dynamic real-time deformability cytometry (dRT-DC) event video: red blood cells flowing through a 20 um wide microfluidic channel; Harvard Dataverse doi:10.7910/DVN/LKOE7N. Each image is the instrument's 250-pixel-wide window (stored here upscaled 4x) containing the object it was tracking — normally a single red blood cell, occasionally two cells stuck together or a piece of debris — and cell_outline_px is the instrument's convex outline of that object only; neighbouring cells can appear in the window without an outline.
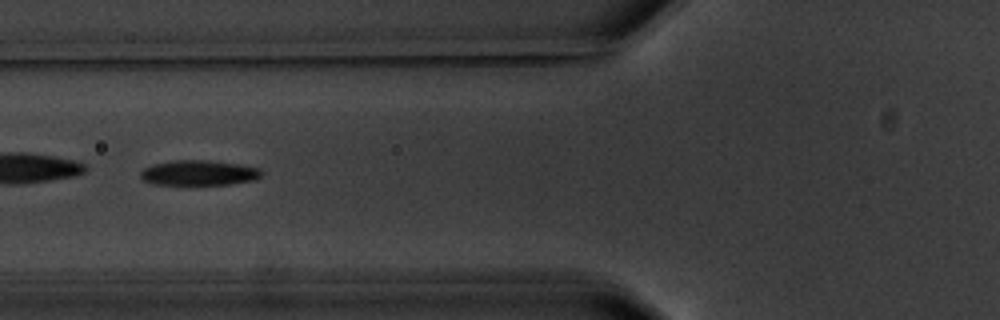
{"species": "common noctule bat (a hibernating species)", "species_latin": "Nyctalus noctula", "temperature_condition": "warm", "stored_images_in_passage": 8, "camera_frame_rate_fps": 3000, "um_per_image_px": 0.085, "animal": {"sex": "male", "body_mass_g": 20.1, "forearm_length_mm": 53.5}, "frame": {"image": 1, "passage_image": 3, "time_ms": 3.333, "image_size_px": [1000, 320], "cell_outline_px": [[264, 172], [256, 180], [228, 184], [156, 184], [144, 180], [140, 176], [140, 172], [144, 168], [152, 164], [172, 160], [208, 160], [240, 164], [260, 168]], "centroid_in_image_um": [16.93, 14.68], "position_along_channel_um": 108.9, "area_um2": 17.74}}
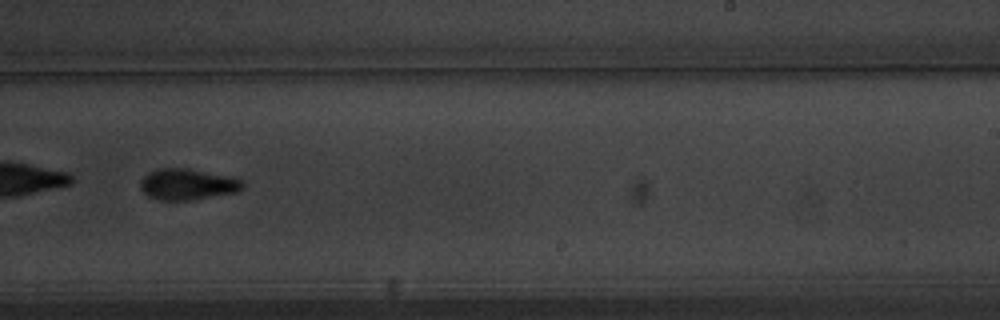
{"frame": {"image": 2, "passage_image": 7, "time_ms": 8.0, "image_size_px": [1000, 320], "cell_outline_px": [[244, 188], [236, 192], [192, 200], [160, 200], [148, 196], [140, 188], [140, 180], [148, 172], [156, 168], [188, 168], [228, 176], [244, 180]], "centroid_in_image_um": [15.93, 15.66], "position_along_channel_um": 273.1, "area_um2": 18.67}}